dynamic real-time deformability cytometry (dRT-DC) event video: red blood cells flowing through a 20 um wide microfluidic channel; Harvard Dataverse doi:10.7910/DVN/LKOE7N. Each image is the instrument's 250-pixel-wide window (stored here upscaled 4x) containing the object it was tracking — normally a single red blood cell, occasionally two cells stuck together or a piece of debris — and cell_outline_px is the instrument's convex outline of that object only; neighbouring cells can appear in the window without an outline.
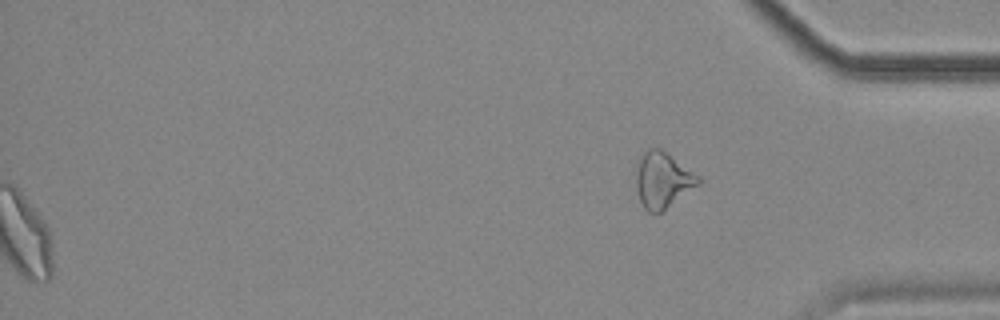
{"species": "common noctule bat (a hibernating species)", "species_latin": "Nyctalus noctula", "temperature_condition": "cold", "stored_images_in_passage": 58, "segment_of_instrument_passage": [2, 2], "camera_frame_rate_fps": 3000, "um_per_image_px": 0.085, "animal": {"sex": "female", "body_mass_g": 18.4}, "frame": {"image": 1, "passage_image": 58, "time_ms": 19.0, "image_size_px": [1000, 320], "cell_outline_px": [[700, 184], [660, 212], [648, 212], [644, 208], [640, 200], [636, 188], [632, 172], [640, 156], [648, 148], [660, 148], [700, 176]], "centroid_in_image_um": [56.27, 15.27], "position_along_channel_um": 378.9, "area_um2": 20.46}}